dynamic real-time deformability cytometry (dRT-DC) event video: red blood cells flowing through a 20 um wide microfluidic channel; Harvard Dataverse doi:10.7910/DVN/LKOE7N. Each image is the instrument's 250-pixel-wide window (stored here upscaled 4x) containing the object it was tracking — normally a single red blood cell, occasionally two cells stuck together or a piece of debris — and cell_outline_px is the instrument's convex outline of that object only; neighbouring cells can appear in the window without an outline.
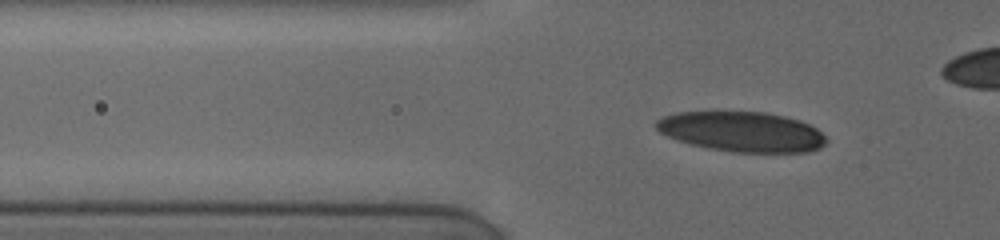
{"species": "human", "species_latin": "Homo sapiens", "temperature_condition": "cold", "stored_images_in_passage": 36, "camera_frame_rate_fps": 3000, "um_per_image_px": 0.085, "donor": {"sex": "female"}, "frame": {"image": 1, "passage_image": 2, "time_ms": 0.333, "image_size_px": [1000, 240], "cell_outline_px": [[828, 140], [820, 148], [808, 152], [732, 152], [708, 148], [688, 144], [676, 140], [660, 132], [656, 128], [656, 120], [664, 116], [676, 112], [764, 112], [784, 116], [800, 120], [816, 128]], "centroid_in_image_um": [63.05, 11.2], "position_along_channel_um": 62.8, "area_um2": 39.71}}
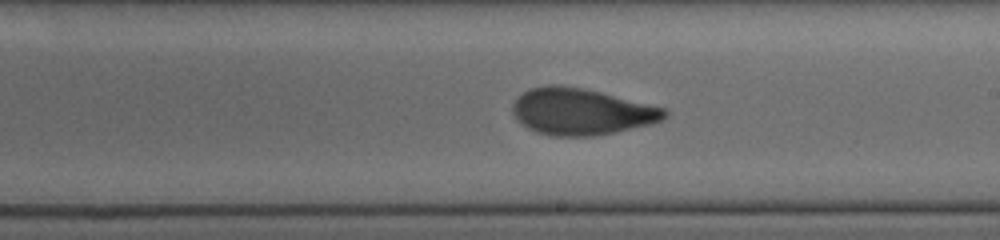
{"frame": {"image": 2, "passage_image": 17, "time_ms": 5.333, "image_size_px": [1000, 240], "cell_outline_px": [[668, 116], [652, 124], [592, 136], [548, 136], [536, 132], [520, 124], [516, 120], [512, 112], [512, 104], [524, 92], [532, 88], [548, 84], [556, 84], [580, 88], [600, 92], [664, 108], [668, 112]], "centroid_in_image_um": [49.36, 9.5], "position_along_channel_um": 239.6, "area_um2": 40.92}}
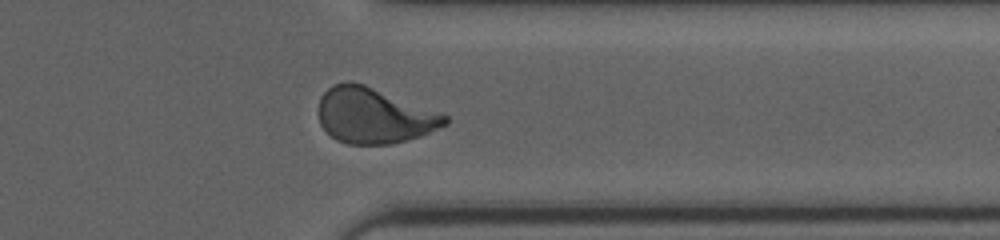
{"frame": {"image": 3, "passage_image": 28, "time_ms": 9.0, "image_size_px": [1000, 240], "cell_outline_px": [[448, 124], [420, 136], [392, 144], [348, 144], [336, 140], [320, 124], [316, 112], [320, 96], [332, 84], [344, 80], [352, 80], [364, 84], [448, 116]], "centroid_in_image_um": [31.71, 9.81], "position_along_channel_um": 379.7, "area_um2": 41.04}}